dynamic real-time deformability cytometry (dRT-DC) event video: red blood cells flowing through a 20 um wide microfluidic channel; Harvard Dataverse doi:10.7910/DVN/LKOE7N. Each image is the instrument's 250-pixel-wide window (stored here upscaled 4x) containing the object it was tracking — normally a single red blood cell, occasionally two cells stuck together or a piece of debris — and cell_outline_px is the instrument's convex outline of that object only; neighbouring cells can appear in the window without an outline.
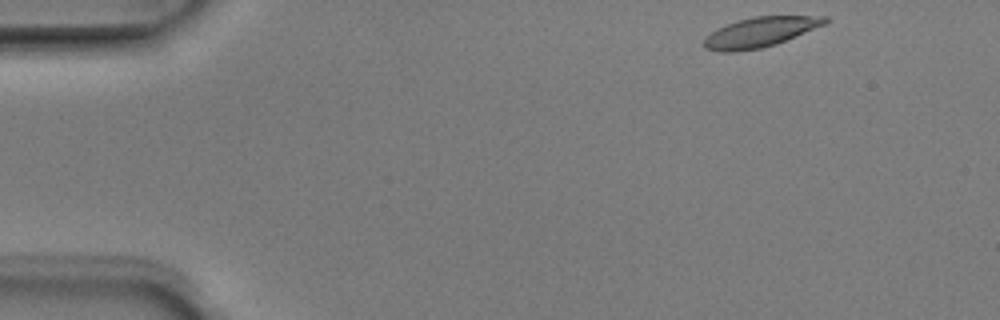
{"species": "Egyptian fruit bat (a non-hibernating species)", "species_latin": "Rousettus aegyptiacus", "temperature_condition": "room temperature", "stored_images_in_passage": 5, "camera_frame_rate_fps": 3000, "um_per_image_px": 0.085, "animal": {"sex": "male"}, "frame": {"image": 1, "passage_image": 1, "time_ms": 0.0, "image_size_px": [1000, 320], "cell_outline_px": [[828, 20], [824, 24], [776, 44], [760, 48], [732, 52], [720, 52], [704, 48], [704, 40], [716, 28], [740, 20], [756, 16], [828, 16]], "centroid_in_image_um": [64.59, 2.74], "position_along_channel_um": 20.4, "area_um2": 20.63}}
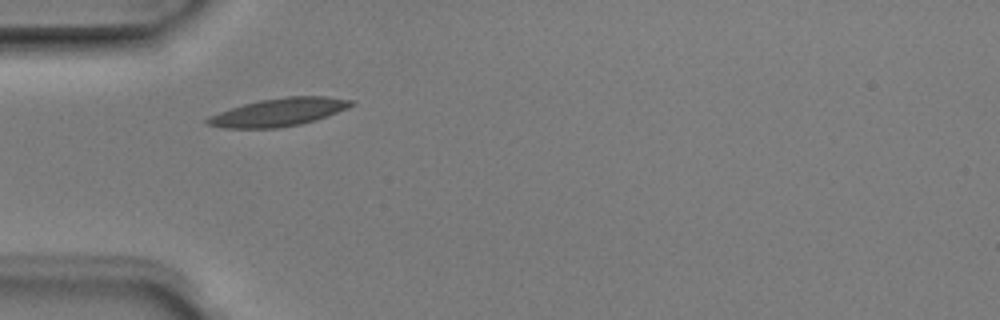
{"frame": {"image": 2, "passage_image": 4, "time_ms": 1.0, "image_size_px": [1000, 320], "cell_outline_px": [[356, 104], [316, 120], [300, 124], [280, 128], [224, 128], [204, 124], [204, 120], [208, 116], [244, 104], [260, 100], [288, 96], [328, 96], [352, 100]], "centroid_in_image_um": [23.67, 9.54], "position_along_channel_um": 61.3, "area_um2": 23.35}}
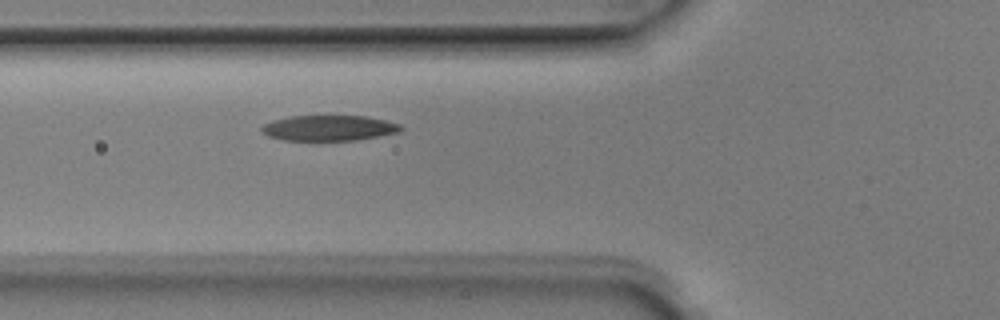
{"frame": {"image": 3, "passage_image": 5, "time_ms": 1.333, "image_size_px": [1000, 320], "cell_outline_px": [[404, 128], [400, 132], [380, 136], [356, 140], [284, 140], [268, 136], [260, 128], [264, 124], [272, 120], [292, 116], [364, 116], [384, 120], [400, 124]], "centroid_in_image_um": [27.98, 10.88], "position_along_channel_um": 97.8, "area_um2": 20.58}}